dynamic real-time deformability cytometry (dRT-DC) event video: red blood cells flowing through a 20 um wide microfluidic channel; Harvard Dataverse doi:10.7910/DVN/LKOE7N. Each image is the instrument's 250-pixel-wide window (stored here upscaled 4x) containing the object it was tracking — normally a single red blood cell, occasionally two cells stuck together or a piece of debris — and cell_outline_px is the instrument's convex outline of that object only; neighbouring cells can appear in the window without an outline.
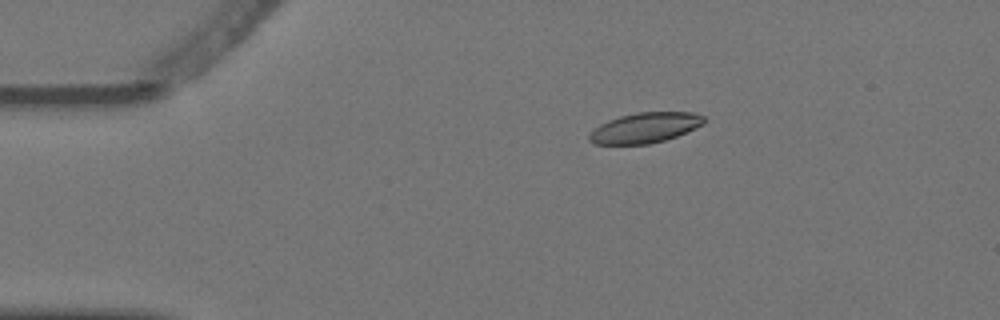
{"species": "Egyptian fruit bat (a non-hibernating species)", "species_latin": "Rousettus aegyptiacus", "temperature_condition": "warm", "stored_images_in_passage": 5, "camera_frame_rate_fps": 3000, "um_per_image_px": 0.085, "animal": {"sex": "female"}, "frame": {"image": 1, "passage_image": 3, "time_ms": 0.667, "image_size_px": [1000, 320], "cell_outline_px": [[708, 120], [704, 124], [676, 136], [664, 140], [648, 144], [596, 144], [588, 140], [588, 136], [600, 124], [608, 120], [620, 116], [636, 112], [692, 112], [704, 116]], "centroid_in_image_um": [54.85, 10.85], "position_along_channel_um": 30.1, "area_um2": 20.17}}
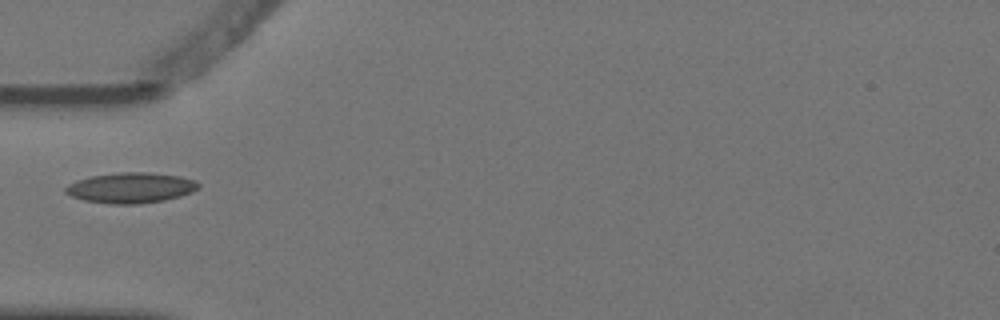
{"frame": {"image": 2, "passage_image": 5, "time_ms": 1.333, "image_size_px": [1000, 320], "cell_outline_px": [[200, 188], [192, 192], [180, 196], [164, 200], [140, 204], [112, 204], [84, 200], [72, 196], [64, 192], [64, 188], [68, 184], [76, 180], [88, 176], [120, 172], [148, 172], [180, 176], [196, 180], [200, 184]], "centroid_in_image_um": [11.12, 15.95], "position_along_channel_um": 73.9, "area_um2": 23.81}}